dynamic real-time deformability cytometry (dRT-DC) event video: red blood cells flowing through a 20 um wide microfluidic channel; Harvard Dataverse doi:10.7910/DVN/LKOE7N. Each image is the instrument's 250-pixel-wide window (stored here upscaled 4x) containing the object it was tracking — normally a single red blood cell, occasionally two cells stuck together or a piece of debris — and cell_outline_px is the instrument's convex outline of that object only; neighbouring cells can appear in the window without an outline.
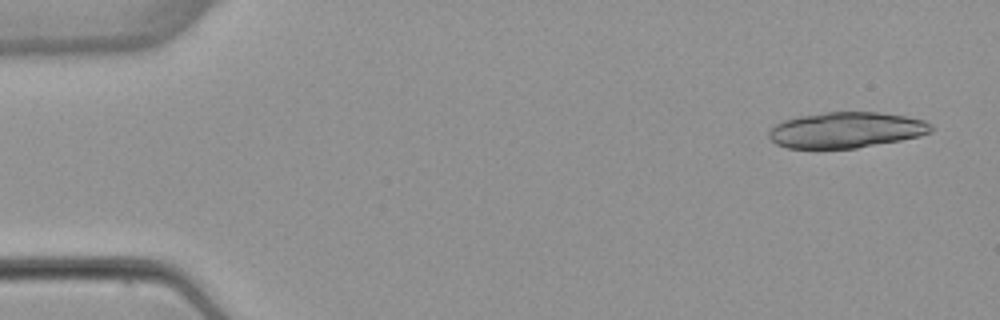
{"species": "common noctule bat (a hibernating species)", "species_latin": "Nyctalus noctula", "temperature_condition": "warm", "stored_images_in_passage": 6, "camera_frame_rate_fps": 3000, "um_per_image_px": 0.085, "animal": {"sex": "female", "body_mass_g": 22.7, "forearm_length_mm": 54.2}, "frame": {"image": 1, "passage_image": 1, "time_ms": 0.0, "image_size_px": [1000, 320], "cell_outline_px": [[932, 132], [920, 136], [900, 140], [856, 148], [788, 148], [776, 144], [768, 136], [768, 132], [776, 124], [784, 120], [800, 116], [824, 112], [880, 112], [904, 116], [924, 120], [932, 124]], "centroid_in_image_um": [71.93, 11.05], "position_along_channel_um": 13.1, "area_um2": 33.76}}
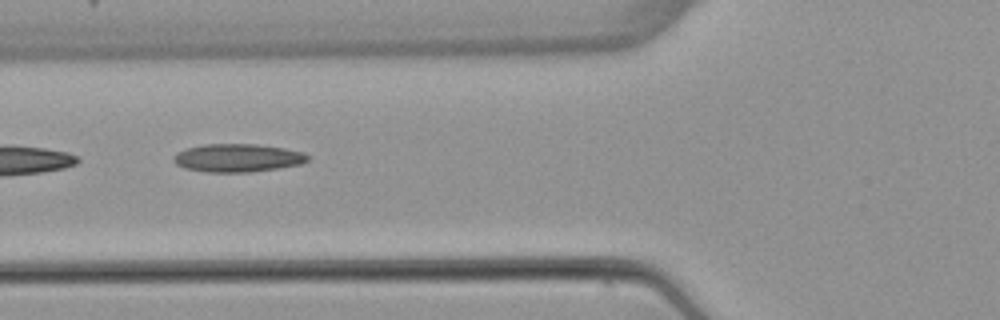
{"frame": {"image": 2, "passage_image": 5, "time_ms": 5.667, "image_size_px": [1000, 320], "cell_outline_px": [[308, 160], [300, 164], [252, 172], [204, 172], [184, 168], [176, 164], [172, 160], [172, 156], [176, 152], [188, 148], [204, 144], [256, 144], [284, 148], [304, 152], [308, 156]], "centroid_in_image_um": [20.15, 13.42], "position_along_channel_um": 105.6, "area_um2": 22.02}}
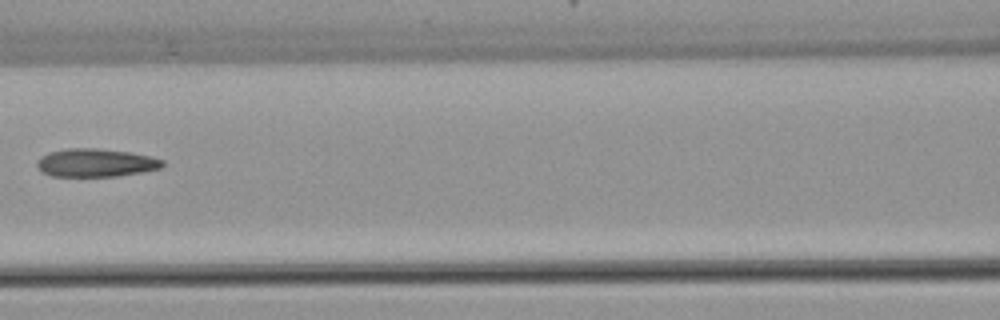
{"frame": {"image": 3, "passage_image": 6, "time_ms": 7.0, "image_size_px": [1000, 320], "cell_outline_px": [[164, 164], [160, 168], [140, 172], [116, 176], [52, 176], [40, 172], [36, 164], [40, 156], [48, 152], [68, 148], [96, 148], [128, 152], [148, 156], [164, 160]], "centroid_in_image_um": [8.08, 13.83], "position_along_channel_um": 158.5, "area_um2": 20.52}}